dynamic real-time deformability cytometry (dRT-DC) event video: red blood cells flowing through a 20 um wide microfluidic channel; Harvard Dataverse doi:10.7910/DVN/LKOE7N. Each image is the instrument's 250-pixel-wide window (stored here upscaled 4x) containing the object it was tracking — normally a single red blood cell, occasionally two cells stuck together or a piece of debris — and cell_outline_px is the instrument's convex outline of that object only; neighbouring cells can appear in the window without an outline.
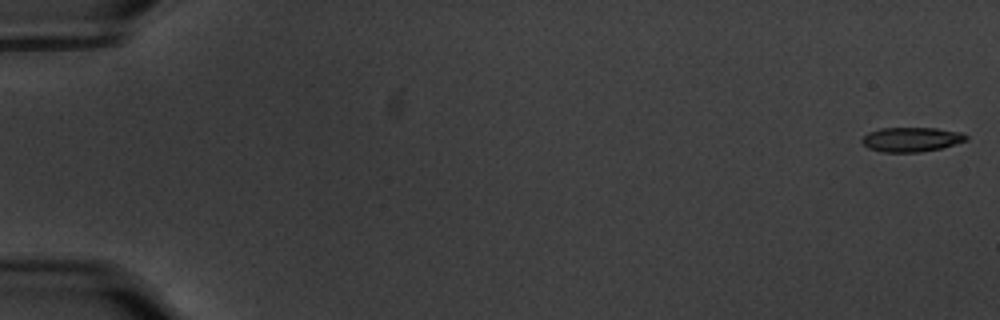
{"species": "common noctule bat (a hibernating species)", "species_latin": "Nyctalus noctula", "temperature_condition": "warm", "stored_images_in_passage": 58, "camera_frame_rate_fps": 3000, "um_per_image_px": 0.085, "animal": {"sex": "male", "body_mass_g": 20.1, "forearm_length_mm": 53.5}, "frame": {"image": 1, "passage_image": 1, "time_ms": 0.0, "image_size_px": [1000, 320], "cell_outline_px": [[968, 140], [940, 148], [920, 152], [884, 152], [868, 148], [860, 140], [868, 132], [880, 128], [936, 128], [960, 132], [968, 136]], "centroid_in_image_um": [77.45, 11.85], "position_along_channel_um": 7.5, "area_um2": 14.8}}
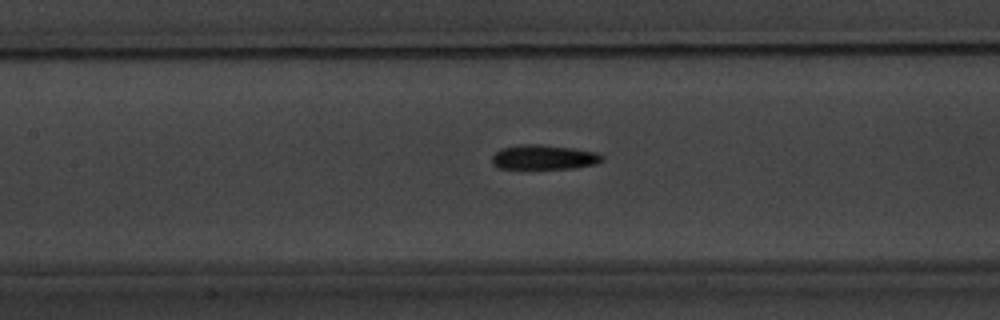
{"frame": {"image": 2, "passage_image": 28, "time_ms": 9.0, "image_size_px": [1000, 320], "cell_outline_px": [[604, 160], [596, 164], [576, 168], [500, 168], [492, 164], [492, 156], [500, 148], [524, 144], [536, 144], [572, 148], [600, 152], [604, 156]], "centroid_in_image_um": [46.28, 13.36], "position_along_channel_um": 161.1, "area_um2": 15.84}}
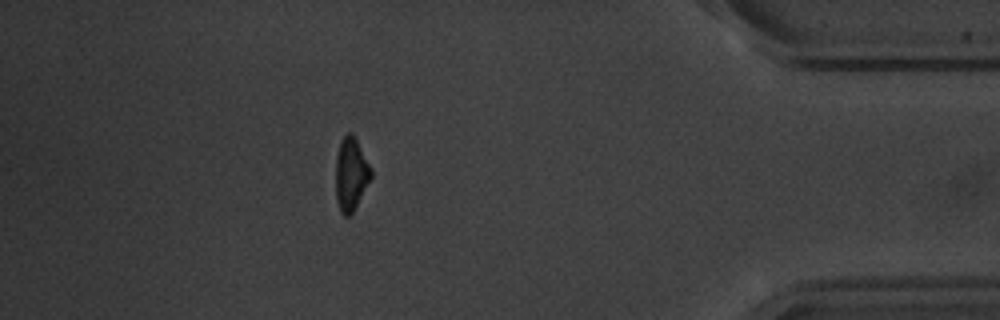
{"frame": {"image": 3, "passage_image": 52, "time_ms": 17.0, "image_size_px": [1000, 320], "cell_outline_px": [[372, 176], [352, 212], [348, 216], [344, 216], [340, 212], [336, 200], [336, 156], [340, 140], [348, 132], [352, 132], [372, 168]], "centroid_in_image_um": [29.82, 14.77], "position_along_channel_um": 405.4, "area_um2": 14.97}, "authors_computed_cell_mechanics": {"area_um2": 15.4326, "velocity_mm_per_s": 3.5418, "shape_relaxation_time_tau1_ms": 4.9256, "shape_relaxation_time_tau2_ms": 5.034, "deformation_change_tau1": 0.1752, "deformation_change_tau2": 0.1441}}